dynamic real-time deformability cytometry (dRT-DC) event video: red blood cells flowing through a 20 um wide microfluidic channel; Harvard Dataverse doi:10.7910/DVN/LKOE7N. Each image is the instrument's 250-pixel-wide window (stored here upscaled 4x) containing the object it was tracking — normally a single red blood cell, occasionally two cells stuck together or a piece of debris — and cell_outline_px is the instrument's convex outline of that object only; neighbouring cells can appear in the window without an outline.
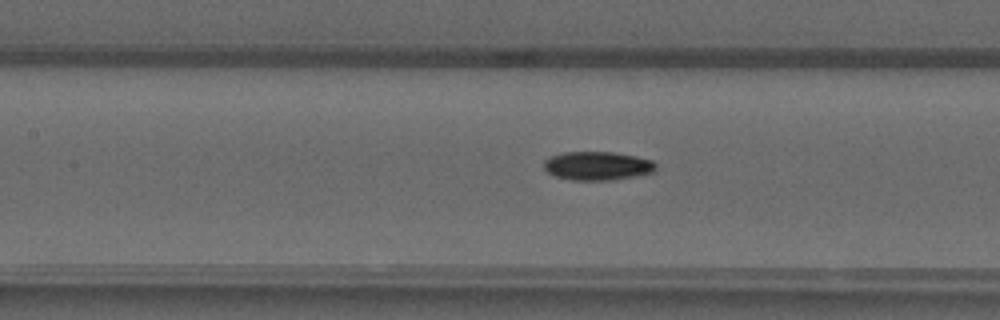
{"species": "common noctule bat (a hibernating species)", "species_latin": "Nyctalus noctula", "temperature_condition": "warm", "stored_images_in_passage": 16, "camera_frame_rate_fps": 3000, "um_per_image_px": 0.085, "animal": {"sex": "male", "forearm_length_mm": 52.5}, "frame": {"image": 1, "passage_image": 10, "time_ms": 3.0, "image_size_px": [1000, 320], "cell_outline_px": [[656, 172], [636, 176], [612, 180], [572, 180], [556, 176], [548, 172], [544, 168], [544, 160], [552, 156], [564, 152], [612, 152], [636, 156], [652, 160], [656, 164]], "centroid_in_image_um": [50.82, 14.1], "position_along_channel_um": 156.6, "area_um2": 18.73}}
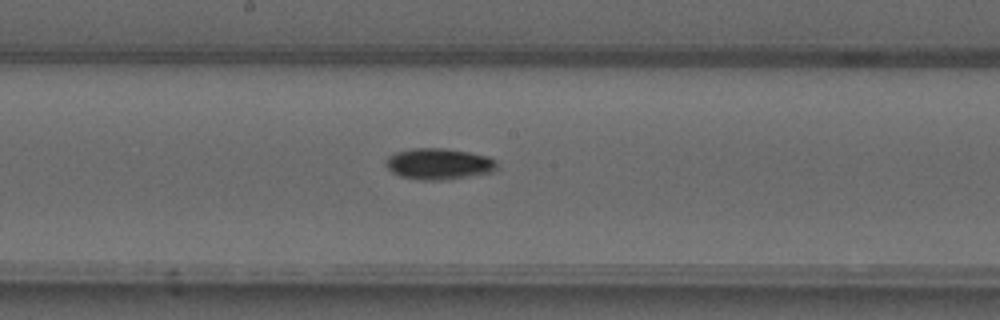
{"frame": {"image": 2, "passage_image": 14, "time_ms": 4.333, "image_size_px": [1000, 320], "cell_outline_px": [[496, 172], [444, 180], [420, 180], [400, 176], [392, 172], [384, 164], [384, 160], [388, 156], [396, 152], [412, 148], [444, 148], [468, 152], [488, 156], [496, 160]], "centroid_in_image_um": [37.29, 13.93], "position_along_channel_um": 210.9, "area_um2": 20.4}}